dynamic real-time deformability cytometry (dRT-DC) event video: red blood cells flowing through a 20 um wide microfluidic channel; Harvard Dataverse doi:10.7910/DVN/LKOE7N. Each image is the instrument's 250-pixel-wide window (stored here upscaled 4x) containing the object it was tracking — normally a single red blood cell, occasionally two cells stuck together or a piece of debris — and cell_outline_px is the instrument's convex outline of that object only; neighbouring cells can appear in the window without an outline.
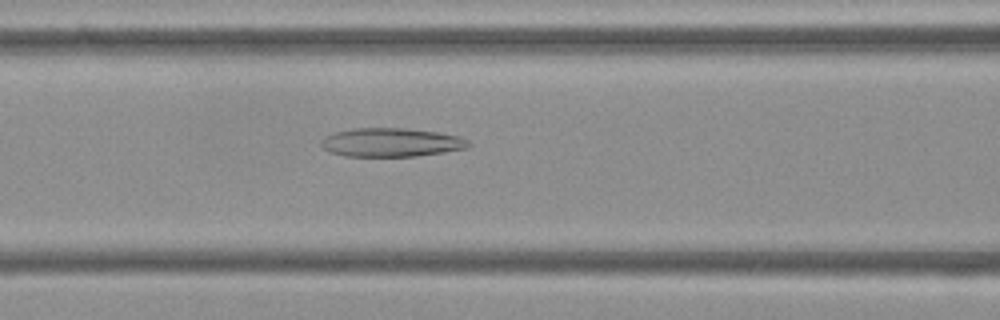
{"species": "Egyptian fruit bat (a non-hibernating species)", "species_latin": "Rousettus aegyptiacus", "temperature_condition": "cold", "stored_images_in_passage": 36, "camera_frame_rate_fps": 3000, "um_per_image_px": 0.085, "frame": {"image": 1, "passage_image": 7, "time_ms": 2.0, "image_size_px": [1000, 320], "cell_outline_px": [[472, 144], [468, 148], [444, 152], [416, 156], [344, 156], [328, 152], [320, 144], [320, 140], [324, 136], [332, 132], [352, 128], [404, 128], [436, 132], [460, 136], [468, 140]], "centroid_in_image_um": [33.22, 12.1], "position_along_channel_um": 133.4, "area_um2": 24.91}}
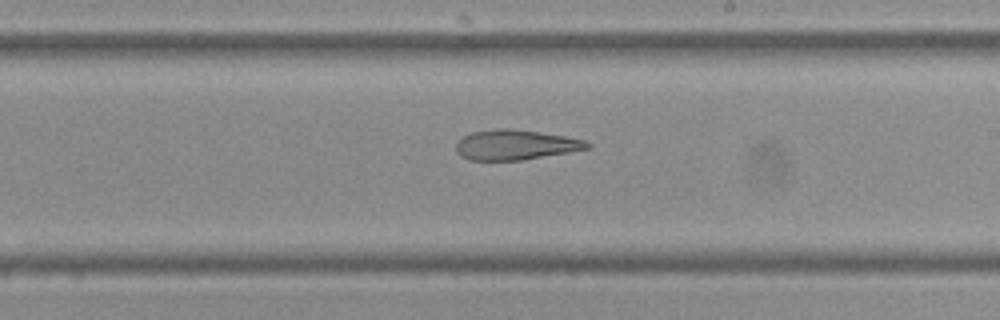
{"frame": {"image": 2, "passage_image": 16, "time_ms": 5.0, "image_size_px": [1000, 320], "cell_outline_px": [[592, 148], [520, 160], [468, 160], [460, 156], [456, 152], [456, 140], [472, 132], [500, 128], [508, 128], [564, 136], [584, 140], [592, 144]], "centroid_in_image_um": [43.78, 12.31], "position_along_channel_um": 245.2, "area_um2": 22.83}}
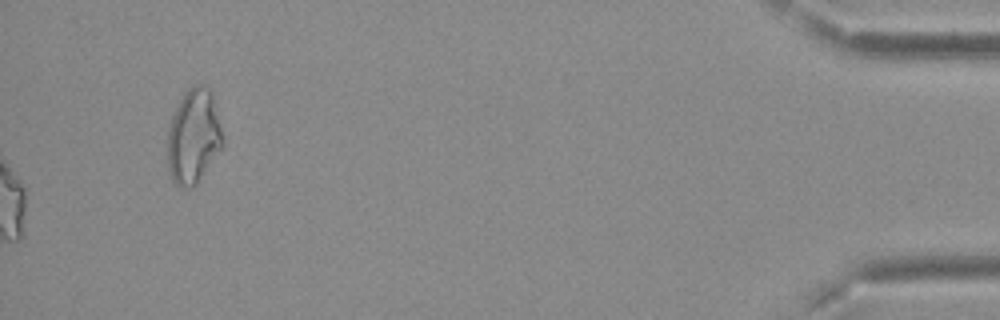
{"frame": {"image": 3, "passage_image": 36, "time_ms": 11.667, "image_size_px": [1000, 320], "cell_outline_px": [[224, 144], [196, 184], [188, 188], [180, 188], [172, 180], [168, 168], [168, 128], [172, 116], [184, 92], [188, 88], [196, 84], [204, 84], [212, 92], [224, 140]], "centroid_in_image_um": [16.45, 11.58], "position_along_channel_um": 418.7, "area_um2": 30.35}, "authors_computed_cell_mechanics": {"area_um2": 24.5072, "velocity_mm_per_s": 3.7283, "shape_relaxation_time_tau1_ms": null, "shape_relaxation_time_tau2_ms": 5.6791, "deformation_change_tau1": null, "deformation_change_tau2": 0.1788}}